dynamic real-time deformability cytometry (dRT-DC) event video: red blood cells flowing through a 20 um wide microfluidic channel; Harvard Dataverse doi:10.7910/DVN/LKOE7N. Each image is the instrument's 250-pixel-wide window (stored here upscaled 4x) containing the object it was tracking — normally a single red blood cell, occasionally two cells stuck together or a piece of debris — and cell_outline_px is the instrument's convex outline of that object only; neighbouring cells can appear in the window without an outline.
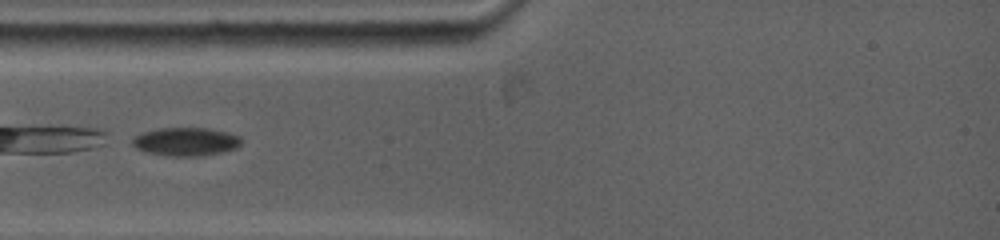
{"species": "common noctule bat (a hibernating species)", "species_latin": "Nyctalus noctula", "temperature_condition": "warm", "stored_images_in_passage": 2, "camera_frame_rate_fps": 5000, "um_per_image_px": 0.085, "animal": {"sex": "female", "body_mass_g": 19.0, "forearm_length_mm": 53.3}, "frame": {"image": 1, "passage_image": 1, "time_ms": 0.0, "image_size_px": [1000, 240], "cell_outline_px": [[240, 144], [236, 148], [224, 152], [204, 156], [164, 156], [148, 152], [136, 148], [132, 144], [132, 136], [156, 128], [208, 128], [228, 132], [240, 136]], "centroid_in_image_um": [15.79, 12.04], "position_along_channel_um": 69.2, "area_um2": 18.21}}
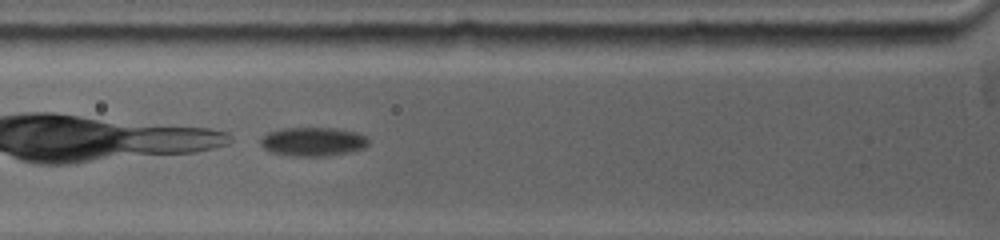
{"frame": {"image": 2, "passage_image": 2, "time_ms": 0.8, "image_size_px": [1000, 240], "cell_outline_px": [[368, 144], [364, 148], [348, 152], [328, 156], [292, 156], [268, 152], [260, 144], [260, 136], [268, 132], [284, 128], [336, 128], [356, 132], [364, 136], [368, 140]], "centroid_in_image_um": [26.55, 12.04], "position_along_channel_um": 99.3, "area_um2": 18.26}}